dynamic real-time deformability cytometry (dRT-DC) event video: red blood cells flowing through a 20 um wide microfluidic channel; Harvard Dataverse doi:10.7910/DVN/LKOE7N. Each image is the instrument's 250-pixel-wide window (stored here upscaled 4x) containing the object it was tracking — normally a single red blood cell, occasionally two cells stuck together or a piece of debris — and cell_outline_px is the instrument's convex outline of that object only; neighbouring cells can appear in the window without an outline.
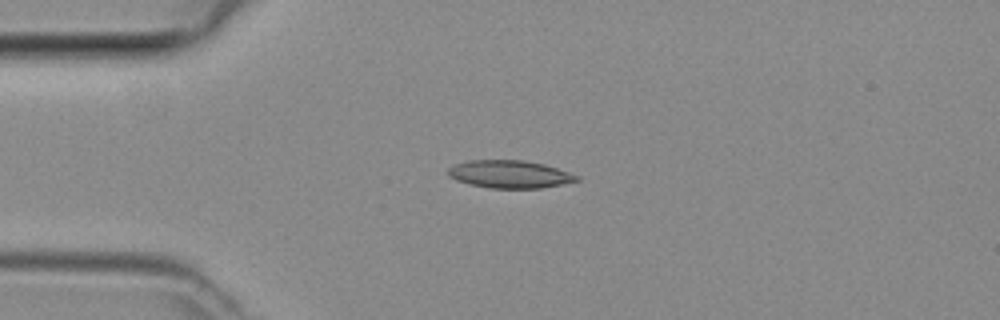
{"species": "common noctule bat (a hibernating species)", "species_latin": "Nyctalus noctula", "temperature_condition": "room temperature", "stored_images_in_passage": 3, "camera_frame_rate_fps": 3000, "um_per_image_px": 0.085, "animal": {"sex": "female", "body_mass_g": 29.2, "forearm_length_mm": 56.3}, "frame": {"image": 1, "passage_image": 3, "time_ms": 0.667, "image_size_px": [1000, 320], "cell_outline_px": [[580, 180], [540, 188], [488, 188], [468, 184], [456, 180], [448, 176], [448, 168], [452, 164], [468, 160], [524, 160], [544, 164], [580, 176]], "centroid_in_image_um": [43.27, 14.8], "position_along_channel_um": 41.7, "area_um2": 20.87}}